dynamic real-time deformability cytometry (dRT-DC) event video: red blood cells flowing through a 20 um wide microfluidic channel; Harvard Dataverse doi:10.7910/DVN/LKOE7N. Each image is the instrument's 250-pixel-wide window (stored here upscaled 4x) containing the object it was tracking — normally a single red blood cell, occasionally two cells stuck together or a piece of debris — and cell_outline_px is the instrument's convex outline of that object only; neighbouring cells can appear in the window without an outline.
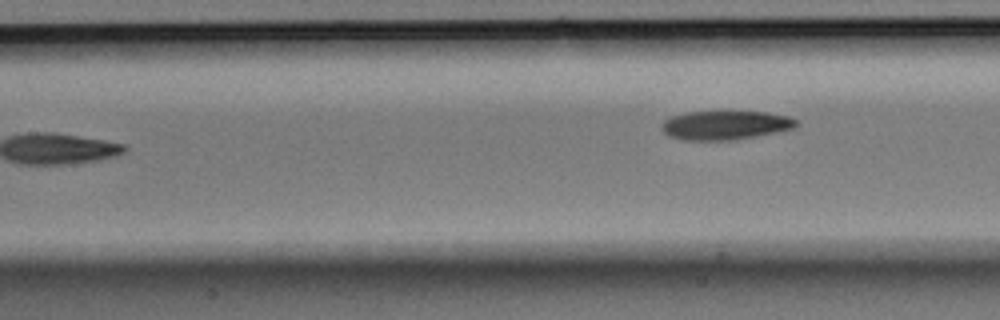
{"species": "Egyptian fruit bat (a non-hibernating species)", "species_latin": "Rousettus aegyptiacus", "temperature_condition": "room temperature", "stored_images_in_passage": 5, "camera_frame_rate_fps": 3000, "um_per_image_px": 0.085, "animal": {"sex": "male"}, "frame": {"image": 1, "passage_image": 5, "time_ms": 1.333, "image_size_px": [1000, 320], "cell_outline_px": [[800, 124], [792, 128], [752, 136], [728, 140], [684, 140], [672, 136], [664, 132], [664, 120], [672, 116], [688, 112], [724, 108], [768, 112], [788, 116], [796, 120]], "centroid_in_image_um": [61.67, 10.57], "position_along_channel_um": 145.7, "area_um2": 23.18}}